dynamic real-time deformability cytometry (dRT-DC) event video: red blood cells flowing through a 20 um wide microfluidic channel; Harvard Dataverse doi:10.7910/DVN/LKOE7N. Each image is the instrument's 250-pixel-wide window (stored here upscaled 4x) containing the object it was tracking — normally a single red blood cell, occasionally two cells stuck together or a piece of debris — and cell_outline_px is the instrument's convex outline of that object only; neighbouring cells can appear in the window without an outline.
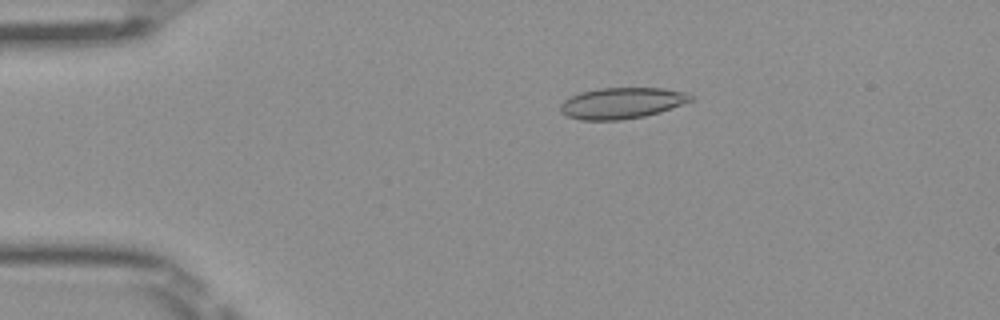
{"species": "Egyptian fruit bat (a non-hibernating species)", "species_latin": "Rousettus aegyptiacus", "temperature_condition": "room temperature", "stored_images_in_passage": 46, "camera_frame_rate_fps": 3000, "um_per_image_px": 0.085, "frame": {"image": 1, "passage_image": 6, "time_ms": 1.667, "image_size_px": [1000, 320], "cell_outline_px": [[692, 100], [660, 112], [644, 116], [620, 120], [580, 120], [568, 116], [560, 112], [560, 104], [564, 100], [580, 92], [596, 88], [660, 88], [684, 92], [692, 96]], "centroid_in_image_um": [52.8, 8.76], "position_along_channel_um": 32.2, "area_um2": 23.47}}
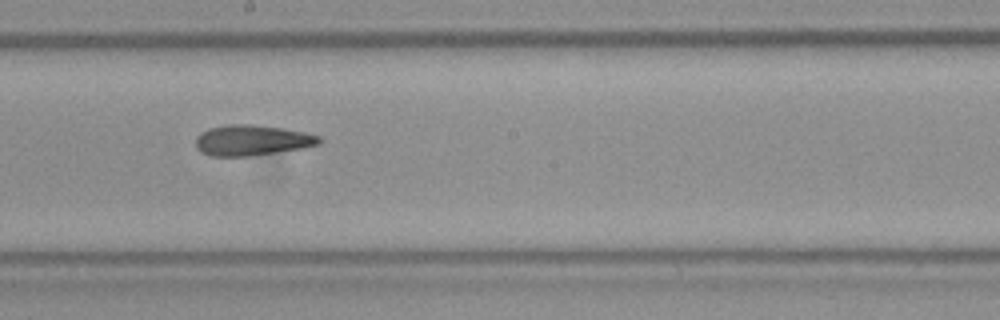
{"frame": {"image": 2, "passage_image": 24, "time_ms": 7.667, "image_size_px": [1000, 320], "cell_outline_px": [[324, 140], [320, 144], [300, 148], [276, 152], [248, 156], [208, 156], [200, 152], [196, 148], [196, 136], [200, 132], [208, 128], [228, 124], [252, 124], [284, 128], [304, 132], [320, 136]], "centroid_in_image_um": [21.39, 11.91], "position_along_channel_um": 226.8, "area_um2": 22.2}}
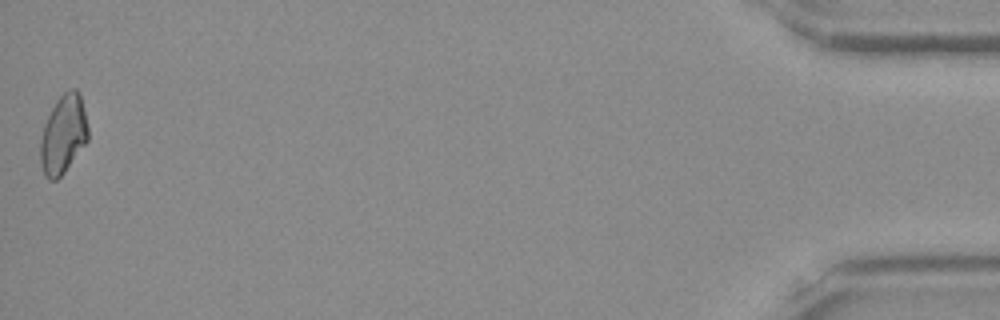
{"frame": {"image": 3, "passage_image": 46, "time_ms": 15.0, "image_size_px": [1000, 320], "cell_outline_px": [[88, 140], [64, 172], [56, 180], [48, 180], [44, 176], [40, 160], [40, 140], [44, 124], [56, 100], [64, 92], [72, 88], [76, 88], [80, 96], [88, 128]], "centroid_in_image_um": [5.36, 11.44], "position_along_channel_um": 429.8, "area_um2": 21.68}, "authors_computed_cell_mechanics": {"area_um2": 22.0218, "velocity_mm_per_s": 4.0521, "shape_relaxation_time_tau1_ms": null, "shape_relaxation_time_tau2_ms": 5.7786, "deformation_change_tau1": null, "deformation_change_tau2": 0.1379}}